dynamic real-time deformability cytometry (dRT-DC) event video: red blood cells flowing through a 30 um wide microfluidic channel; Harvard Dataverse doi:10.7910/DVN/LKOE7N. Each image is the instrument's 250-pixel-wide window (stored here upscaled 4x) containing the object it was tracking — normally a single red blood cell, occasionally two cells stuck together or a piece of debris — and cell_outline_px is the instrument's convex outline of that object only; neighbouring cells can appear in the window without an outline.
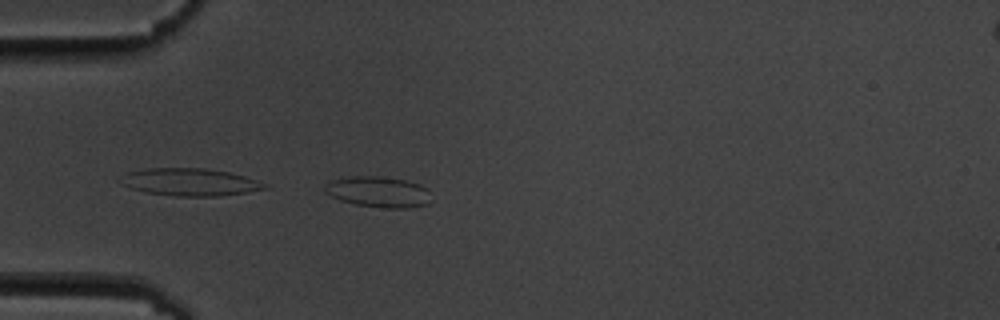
{"species": "common noctule bat (a hibernating species)", "species_latin": "Nyctalus noctula", "temperature_condition": "cold", "stored_images_in_passage": 4, "camera_frame_rate_fps": 3000, "um_per_image_px": 0.085, "animal": {"sex": "male", "body_mass_g": 19.5, "forearm_length_mm": 54.6}, "frame": {"image": 1, "passage_image": 4, "time_ms": 3.333, "image_size_px": [1000, 320], "cell_outline_px": [[428, 204], [412, 208], [384, 208], [356, 204], [340, 200], [324, 192], [324, 188], [332, 180], [352, 176], [376, 176], [404, 180], [420, 184], [428, 188]], "centroid_in_image_um": [32.18, 16.32], "position_along_channel_um": 52.8, "area_um2": 18.9}}